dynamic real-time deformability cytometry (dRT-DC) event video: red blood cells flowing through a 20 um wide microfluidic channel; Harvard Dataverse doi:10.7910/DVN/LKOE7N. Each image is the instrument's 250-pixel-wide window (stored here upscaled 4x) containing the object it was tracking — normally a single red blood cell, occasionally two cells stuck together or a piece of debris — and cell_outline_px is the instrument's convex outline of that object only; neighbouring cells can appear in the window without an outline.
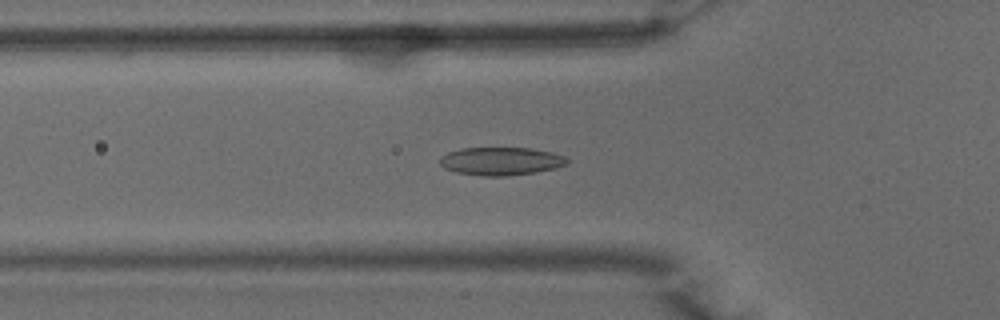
{"species": "common noctule bat (a hibernating species)", "species_latin": "Nyctalus noctula", "temperature_condition": "warm", "stored_images_in_passage": 50, "camera_frame_rate_fps": 3000, "um_per_image_px": 0.085, "animal": {"sex": "male", "body_mass_g": 15.6}, "frame": {"image": 1, "passage_image": 17, "time_ms": 5.333, "image_size_px": [1000, 320], "cell_outline_px": [[568, 164], [556, 168], [536, 172], [508, 176], [484, 176], [456, 172], [444, 168], [440, 164], [440, 156], [448, 152], [460, 148], [532, 148], [552, 152], [564, 156], [568, 160]], "centroid_in_image_um": [42.58, 13.7], "position_along_channel_um": 83.2, "area_um2": 20.92}}
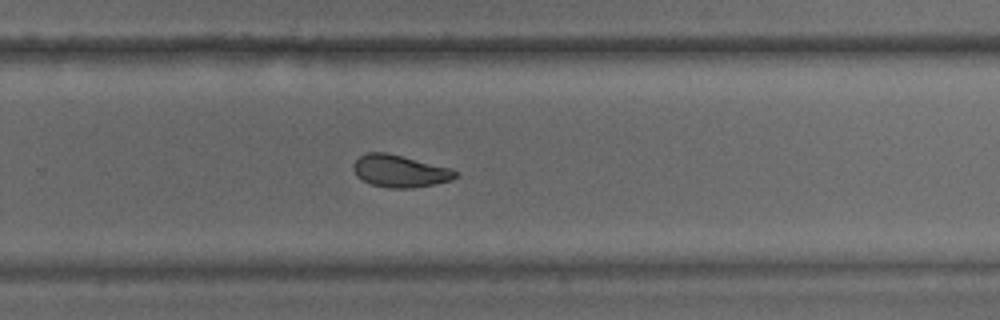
{"frame": {"image": 2, "passage_image": 33, "time_ms": 10.667, "image_size_px": [1000, 320], "cell_outline_px": [[460, 176], [452, 180], [412, 188], [388, 188], [372, 184], [356, 176], [352, 168], [352, 164], [360, 156], [368, 152], [384, 152], [452, 168], [460, 172]], "centroid_in_image_um": [34.02, 14.54], "position_along_channel_um": 295.8, "area_um2": 19.19}}
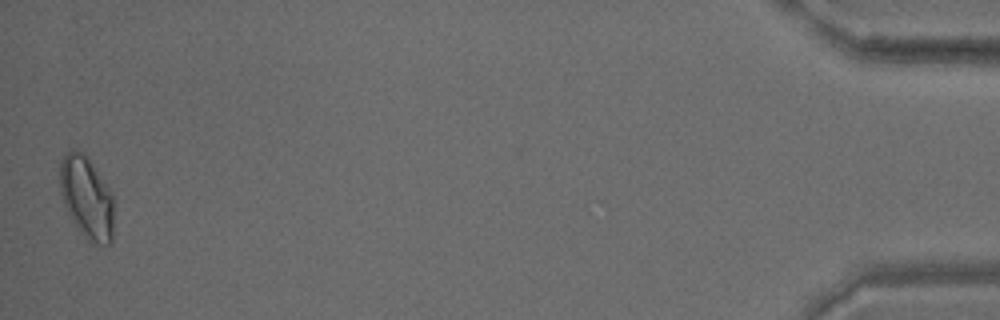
{"frame": {"image": 3, "passage_image": 50, "time_ms": 16.333, "image_size_px": [1000, 320], "cell_outline_px": [[112, 240], [108, 244], [96, 244], [88, 240], [72, 220], [68, 212], [60, 192], [60, 160], [72, 148], [76, 148], [88, 156], [108, 188], [112, 196]], "centroid_in_image_um": [7.34, 16.75], "position_along_channel_um": 427.9, "area_um2": 25.43}, "authors_computed_cell_mechanics": {"area_um2": 20.3745, "velocity_mm_per_s": 3.9739, "shape_relaxation_time_tau1_ms": 8.7527, "shape_relaxation_time_tau2_ms": 2.4502, "deformation_change_tau1": 0.1932, "deformation_change_tau2": 0.0726}}